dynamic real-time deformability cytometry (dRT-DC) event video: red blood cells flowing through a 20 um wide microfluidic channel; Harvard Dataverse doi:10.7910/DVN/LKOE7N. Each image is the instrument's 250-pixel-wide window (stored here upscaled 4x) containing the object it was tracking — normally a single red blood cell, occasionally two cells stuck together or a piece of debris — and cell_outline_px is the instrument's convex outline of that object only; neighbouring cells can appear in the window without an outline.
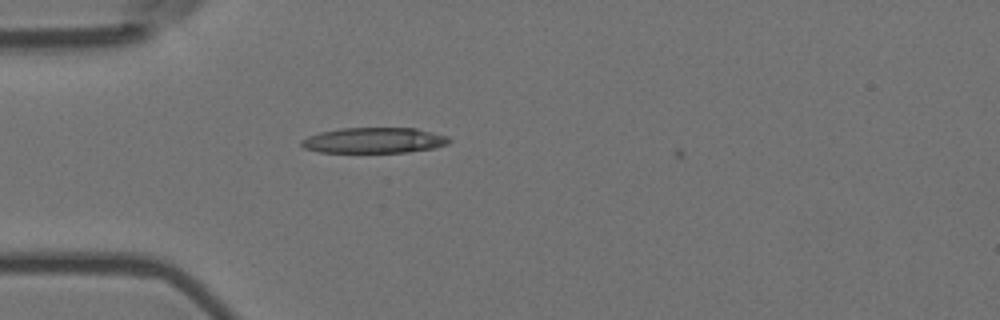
{"species": "Egyptian fruit bat (a non-hibernating species)", "species_latin": "Rousettus aegyptiacus", "temperature_condition": "room temperature", "stored_images_in_passage": 1, "camera_frame_rate_fps": 3000, "um_per_image_px": 0.085, "animal": {"sex": "female"}, "frame": {"image": 1, "passage_image": 1, "time_ms": 0.0, "image_size_px": [1000, 320], "cell_outline_px": [[452, 140], [448, 144], [436, 148], [408, 152], [320, 152], [304, 148], [300, 144], [300, 140], [308, 136], [320, 132], [340, 128], [416, 128], [448, 136]], "centroid_in_image_um": [31.81, 11.93], "position_along_channel_um": 53.2, "area_um2": 22.14}}